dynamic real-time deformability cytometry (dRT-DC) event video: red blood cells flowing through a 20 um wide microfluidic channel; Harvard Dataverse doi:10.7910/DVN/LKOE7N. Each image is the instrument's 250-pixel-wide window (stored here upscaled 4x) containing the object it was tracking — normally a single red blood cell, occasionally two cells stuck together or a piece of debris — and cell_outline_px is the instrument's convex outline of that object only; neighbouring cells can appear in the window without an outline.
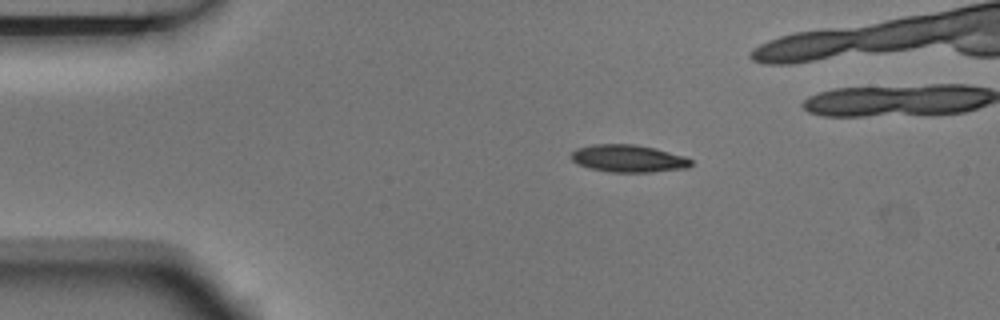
{"species": "Egyptian fruit bat (a non-hibernating species)", "species_latin": "Rousettus aegyptiacus", "temperature_condition": "room temperature", "stored_images_in_passage": 7, "camera_frame_rate_fps": 3000, "um_per_image_px": 0.085, "animal": {"sex": "male"}, "frame": {"image": 1, "passage_image": 1, "time_ms": 0.0, "image_size_px": [1000, 320], "cell_outline_px": [[692, 164], [688, 168], [652, 172], [608, 172], [588, 168], [572, 160], [568, 156], [576, 148], [592, 144], [636, 144], [656, 148], [684, 156], [692, 160]], "centroid_in_image_um": [53.4, 13.47], "position_along_channel_um": 31.6, "area_um2": 19.36}}
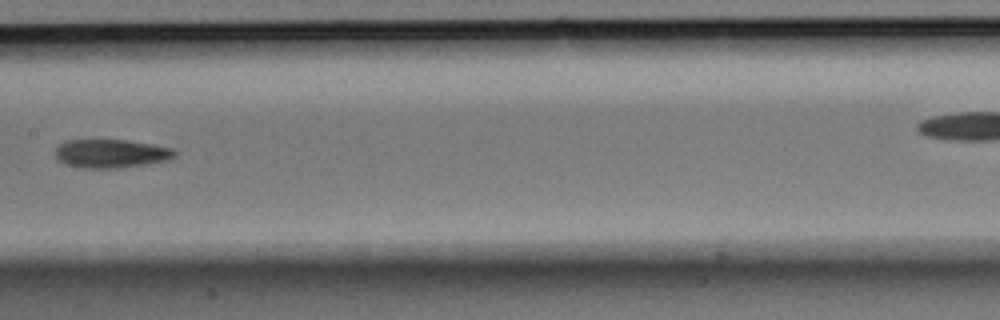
{"frame": {"image": 2, "passage_image": 6, "time_ms": 1.667, "image_size_px": [1000, 320], "cell_outline_px": [[176, 156], [168, 160], [148, 164], [120, 168], [84, 168], [64, 164], [56, 156], [56, 148], [60, 144], [68, 140], [124, 140], [152, 144], [172, 148], [176, 152]], "centroid_in_image_um": [9.47, 13.06], "position_along_channel_um": 197.9, "area_um2": 19.83}}
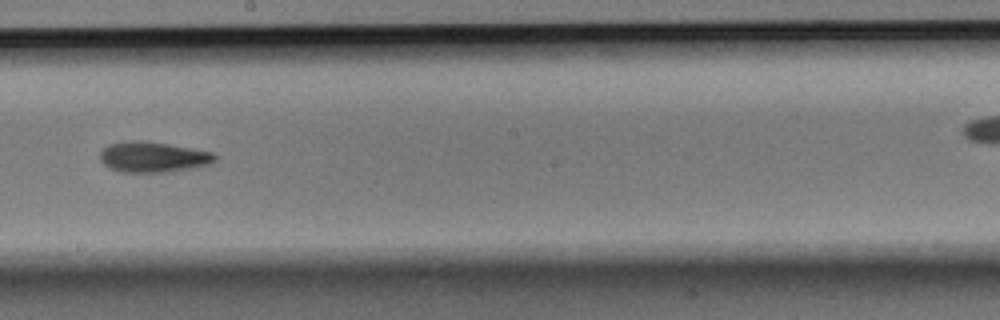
{"frame": {"image": 3, "passage_image": 7, "time_ms": 2.0, "image_size_px": [1000, 320], "cell_outline_px": [[216, 160], [208, 164], [192, 168], [164, 172], [120, 172], [108, 168], [100, 160], [100, 152], [108, 144], [128, 140], [140, 140], [168, 144], [192, 148], [212, 152], [216, 156]], "centroid_in_image_um": [12.97, 13.34], "position_along_channel_um": 235.2, "area_um2": 20.46}}